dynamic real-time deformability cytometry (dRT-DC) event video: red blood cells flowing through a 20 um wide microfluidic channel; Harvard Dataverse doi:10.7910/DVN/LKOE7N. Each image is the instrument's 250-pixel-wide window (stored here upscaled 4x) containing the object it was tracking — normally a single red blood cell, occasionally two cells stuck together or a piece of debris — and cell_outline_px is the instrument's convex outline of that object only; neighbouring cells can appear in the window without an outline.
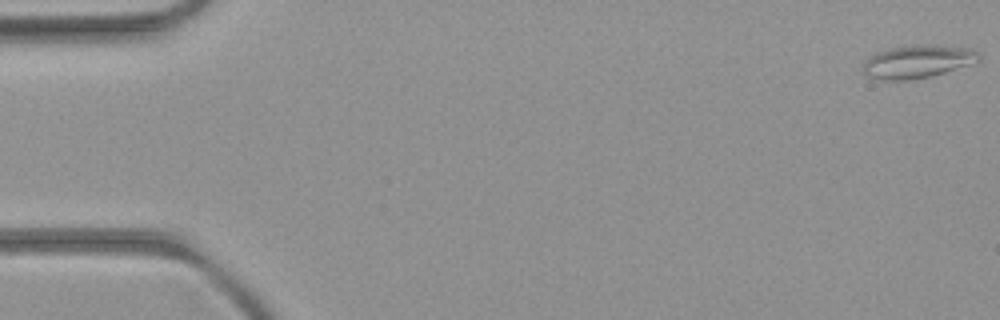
{"species": "common noctule bat (a hibernating species)", "species_latin": "Nyctalus noctula", "temperature_condition": "room temperature", "stored_images_in_passage": 53, "camera_frame_rate_fps": 3000, "um_per_image_px": 0.085, "animal": {"sex": "female", "body_mass_g": 21.9}, "frame": {"image": 1, "passage_image": 1, "time_ms": 0.0, "image_size_px": [1000, 320], "cell_outline_px": [[980, 60], [972, 64], [932, 76], [908, 80], [884, 80], [868, 76], [860, 72], [864, 64], [876, 52], [888, 48], [916, 44], [936, 44], [968, 48], [976, 52], [980, 56]], "centroid_in_image_um": [77.99, 5.22], "position_along_channel_um": 7.0, "area_um2": 22.43}}
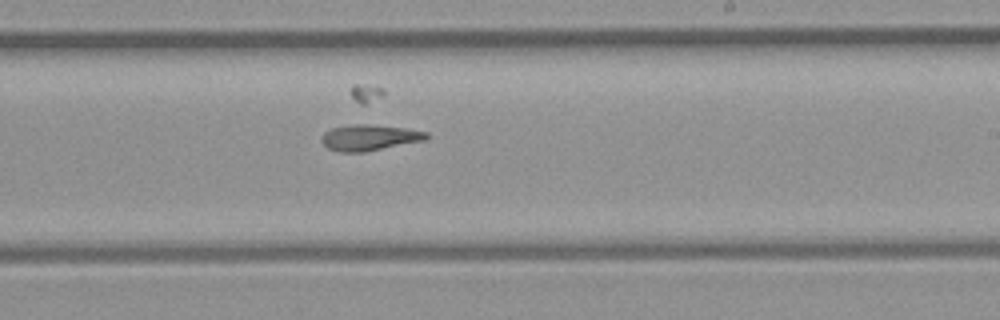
{"frame": {"image": 2, "passage_image": 32, "time_ms": 10.333, "image_size_px": [1000, 320], "cell_outline_px": [[428, 136], [424, 140], [364, 152], [340, 152], [328, 148], [320, 140], [320, 136], [324, 132], [332, 128], [352, 124], [364, 124], [404, 128], [428, 132]], "centroid_in_image_um": [31.35, 11.69], "position_along_channel_um": 257.7, "area_um2": 15.66}}
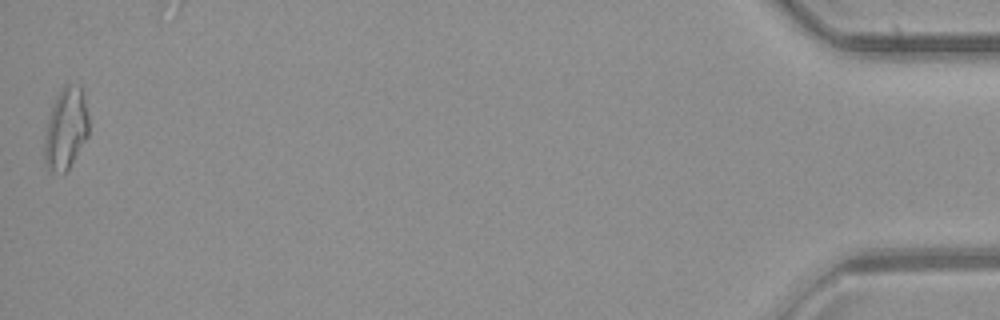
{"frame": {"image": 3, "passage_image": 53, "time_ms": 17.333, "image_size_px": [1000, 320], "cell_outline_px": [[88, 136], [68, 168], [64, 172], [52, 172], [48, 168], [44, 160], [44, 136], [48, 120], [56, 96], [64, 84], [80, 84], [84, 92], [88, 116]], "centroid_in_image_um": [5.6, 10.89], "position_along_channel_um": 429.6, "area_um2": 21.04}}